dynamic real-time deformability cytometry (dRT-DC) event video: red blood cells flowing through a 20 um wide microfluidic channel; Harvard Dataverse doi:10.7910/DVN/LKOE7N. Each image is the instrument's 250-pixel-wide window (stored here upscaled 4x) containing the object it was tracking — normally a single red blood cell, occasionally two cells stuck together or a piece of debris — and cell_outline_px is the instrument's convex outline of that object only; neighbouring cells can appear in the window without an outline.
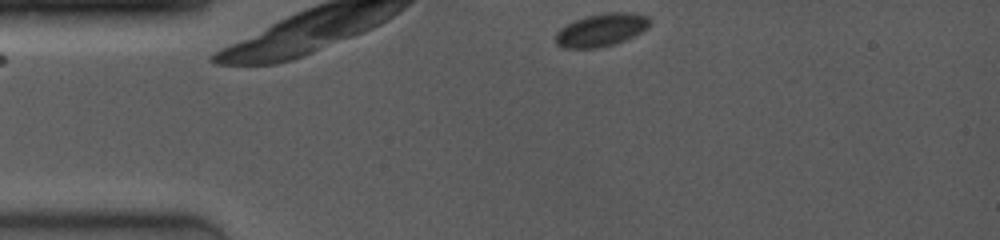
{"species": "common noctule bat (a hibernating species)", "species_latin": "Nyctalus noctula", "temperature_condition": "room temperature", "stored_images_in_passage": 12, "camera_frame_rate_fps": 4000, "um_per_image_px": 0.085, "animal": {"sex": "female", "body_mass_g": 19.0, "forearm_length_mm": 53.3}, "frame": {"image": 1, "passage_image": 1, "time_ms": 0.0, "image_size_px": [1000, 240], "cell_outline_px": [[652, 20], [648, 28], [624, 40], [612, 44], [596, 48], [564, 48], [556, 44], [556, 32], [560, 28], [576, 20], [588, 16], [608, 12], [632, 12], [648, 16]], "centroid_in_image_um": [51.13, 2.53], "position_along_channel_um": 33.9, "area_um2": 17.86}}